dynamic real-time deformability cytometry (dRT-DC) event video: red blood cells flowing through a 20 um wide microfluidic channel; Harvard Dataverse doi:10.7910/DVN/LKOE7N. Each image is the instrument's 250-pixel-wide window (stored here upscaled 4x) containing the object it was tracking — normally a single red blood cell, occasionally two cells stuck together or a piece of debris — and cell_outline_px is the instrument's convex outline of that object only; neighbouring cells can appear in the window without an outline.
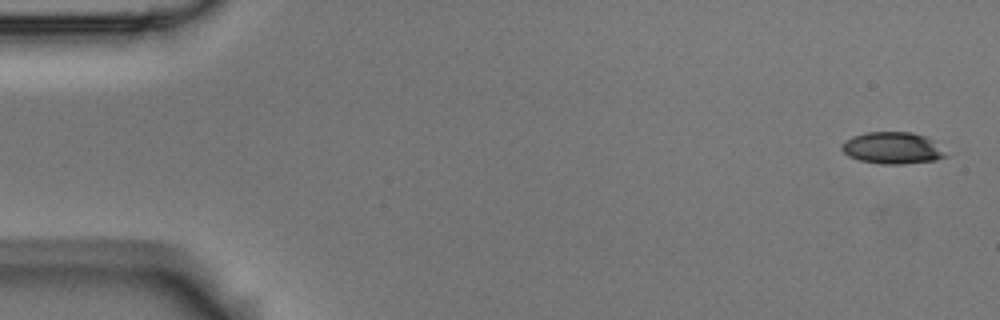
{"species": "Egyptian fruit bat (a non-hibernating species)", "species_latin": "Rousettus aegyptiacus", "temperature_condition": "room temperature", "stored_images_in_passage": 4, "camera_frame_rate_fps": 3000, "um_per_image_px": 0.085, "animal": {"sex": "male"}, "frame": {"image": 1, "passage_image": 1, "time_ms": 0.0, "image_size_px": [1000, 320], "cell_outline_px": [[948, 156], [936, 160], [904, 164], [884, 164], [860, 160], [848, 156], [840, 148], [840, 144], [844, 140], [852, 136], [868, 132], [912, 132], [928, 136]], "centroid_in_image_um": [75.83, 12.57], "position_along_channel_um": 9.2, "area_um2": 19.31}}
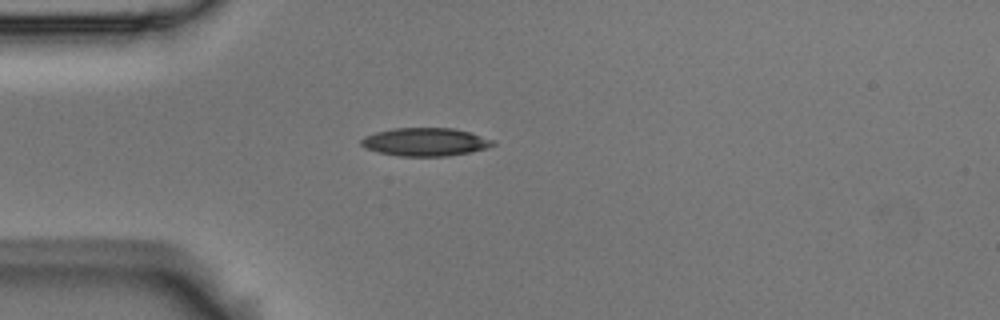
{"frame": {"image": 2, "passage_image": 4, "time_ms": 1.0, "image_size_px": [1000, 320], "cell_outline_px": [[496, 144], [472, 152], [448, 156], [400, 156], [380, 152], [364, 148], [360, 144], [360, 140], [364, 136], [376, 132], [392, 128], [452, 128], [468, 132], [492, 140]], "centroid_in_image_um": [36.1, 12.06], "position_along_channel_um": 48.9, "area_um2": 21.44}}